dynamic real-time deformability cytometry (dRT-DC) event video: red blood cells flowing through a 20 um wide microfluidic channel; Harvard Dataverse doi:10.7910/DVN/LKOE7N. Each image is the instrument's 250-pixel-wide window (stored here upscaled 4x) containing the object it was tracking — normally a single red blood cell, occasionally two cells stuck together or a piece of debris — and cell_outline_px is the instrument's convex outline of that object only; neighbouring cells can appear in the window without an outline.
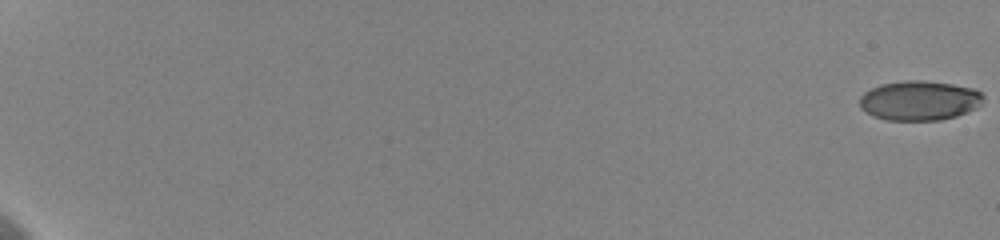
{"species": "human", "species_latin": "Homo sapiens", "temperature_condition": "cold", "stored_images_in_passage": 61, "camera_frame_rate_fps": 3000, "um_per_image_px": 0.085, "donor": {"sex": "female"}, "frame": {"image": 1, "passage_image": 1, "time_ms": 0.0, "image_size_px": [1000, 240], "cell_outline_px": [[984, 96], [980, 104], [976, 108], [956, 116], [940, 120], [888, 120], [872, 116], [860, 108], [860, 96], [864, 92], [880, 84], [904, 80], [924, 80], [952, 84], [972, 88], [980, 92]], "centroid_in_image_um": [78.12, 8.54], "position_along_channel_um": 6.9, "area_um2": 28.61}}
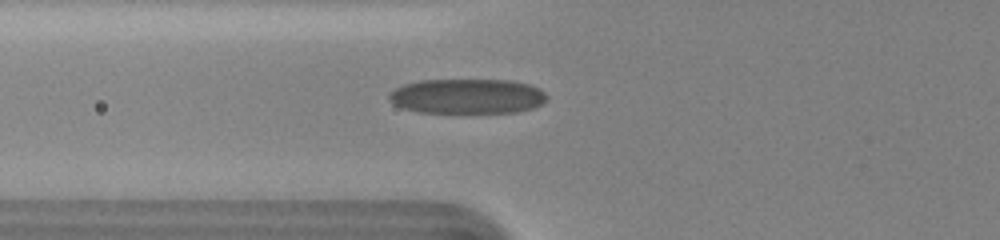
{"frame": {"image": 2, "passage_image": 27, "time_ms": 8.667, "image_size_px": [1000, 240], "cell_outline_px": [[544, 100], [540, 104], [532, 108], [516, 112], [420, 112], [400, 108], [388, 100], [388, 92], [404, 84], [420, 80], [512, 80], [528, 84], [540, 88], [544, 92]], "centroid_in_image_um": [39.65, 8.17], "position_along_channel_um": 86.1, "area_um2": 32.02}}
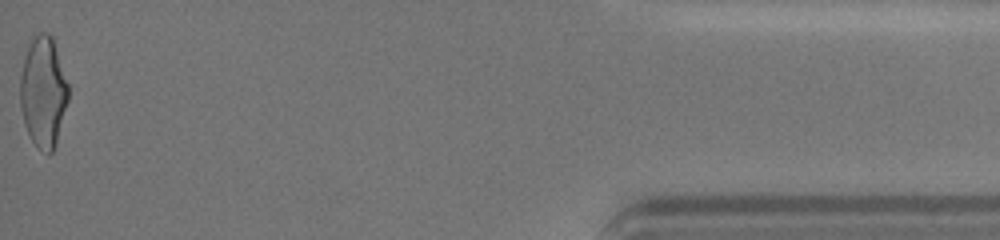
{"frame": {"image": 3, "passage_image": 61, "time_ms": 20.0, "image_size_px": [1000, 240], "cell_outline_px": [[68, 100], [56, 144], [52, 152], [48, 156], [36, 148], [28, 136], [24, 124], [20, 108], [20, 76], [24, 60], [28, 48], [32, 40], [40, 32], [48, 32], [52, 36], [68, 84]], "centroid_in_image_um": [3.67, 7.9], "position_along_channel_um": 431.5, "area_um2": 31.15}, "authors_computed_cell_mechanics": {"area_um2": 31.1542, "velocity_mm_per_s": 3.6078, "shape_relaxation_time_tau1_ms": 5.8565, "shape_relaxation_time_tau2_ms": 0.8753, "deformation_change_tau1": 0.1769, "deformation_change_tau2": 0.0631}}